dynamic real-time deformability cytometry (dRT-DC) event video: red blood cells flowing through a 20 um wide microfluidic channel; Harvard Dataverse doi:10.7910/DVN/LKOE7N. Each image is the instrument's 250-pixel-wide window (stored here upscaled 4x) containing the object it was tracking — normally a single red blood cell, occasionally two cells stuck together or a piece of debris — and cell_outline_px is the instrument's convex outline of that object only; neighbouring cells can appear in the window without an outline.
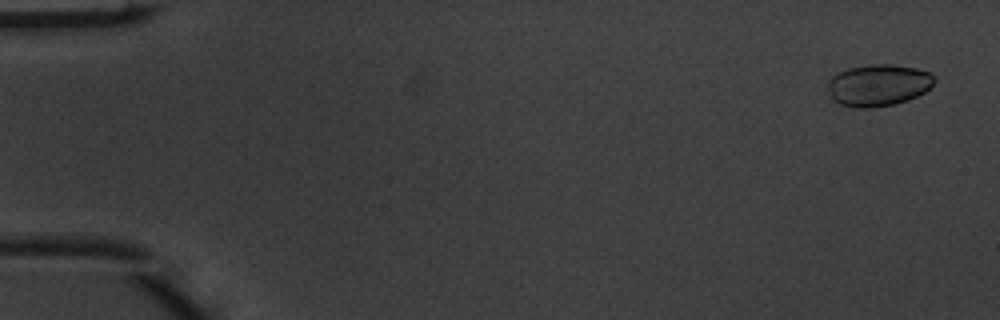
{"species": "common noctule bat (a hibernating species)", "species_latin": "Nyctalus noctula", "temperature_condition": "warm", "stored_images_in_passage": 4, "camera_frame_rate_fps": 3000, "um_per_image_px": 0.085, "animal": {"sex": "male", "body_mass_g": 20.1, "forearm_length_mm": 53.5}, "frame": {"image": 1, "passage_image": 1, "time_ms": 0.0, "image_size_px": [1000, 320], "cell_outline_px": [[936, 80], [924, 92], [908, 100], [892, 104], [872, 108], [860, 108], [840, 104], [832, 100], [828, 88], [828, 80], [832, 76], [848, 68], [868, 64], [892, 64], [916, 68], [928, 72]], "centroid_in_image_um": [74.63, 7.23], "position_along_channel_um": 10.4, "area_um2": 25.84}}